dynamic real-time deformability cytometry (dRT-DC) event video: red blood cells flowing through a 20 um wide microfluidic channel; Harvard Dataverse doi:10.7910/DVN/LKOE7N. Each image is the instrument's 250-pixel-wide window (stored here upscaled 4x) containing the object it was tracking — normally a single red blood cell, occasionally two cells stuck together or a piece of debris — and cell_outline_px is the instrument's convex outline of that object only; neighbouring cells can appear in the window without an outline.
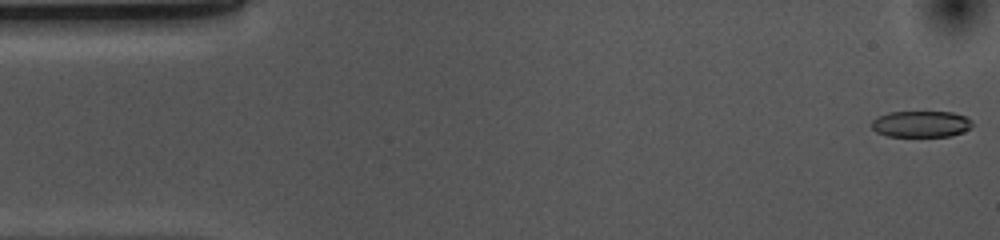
{"species": "common noctule bat (a hibernating species)", "species_latin": "Nyctalus noctula", "temperature_condition": "cold", "stored_images_in_passage": 53, "camera_frame_rate_fps": 3000, "um_per_image_px": 0.085, "animal": {"sex": "female", "body_mass_g": 10.0, "forearm_length_mm": 53.1}, "frame": {"image": 1, "passage_image": 1, "time_ms": 0.0, "image_size_px": [1000, 240], "cell_outline_px": [[972, 128], [964, 132], [952, 136], [888, 136], [876, 132], [872, 128], [872, 120], [888, 112], [952, 112], [964, 116], [972, 120]], "centroid_in_image_um": [78.32, 10.55], "position_along_channel_um": 6.7, "area_um2": 15.49}}
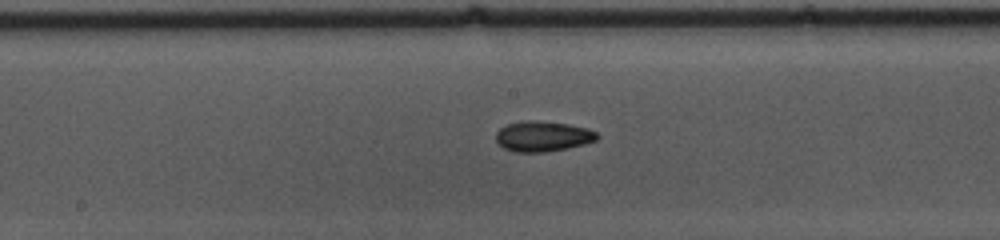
{"frame": {"image": 2, "passage_image": 26, "time_ms": 8.333, "image_size_px": [1000, 240], "cell_outline_px": [[600, 136], [596, 140], [584, 144], [568, 148], [544, 152], [516, 152], [504, 148], [496, 144], [496, 132], [500, 128], [508, 124], [524, 120], [532, 120], [568, 124], [588, 128], [596, 132]], "centroid_in_image_um": [46.12, 11.59], "position_along_channel_um": 202.1, "area_um2": 17.98}}
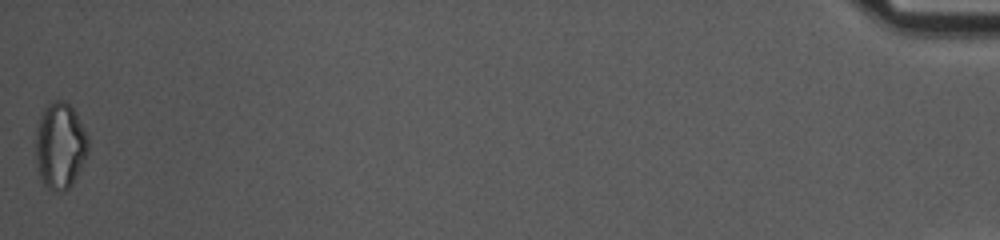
{"frame": {"image": 3, "passage_image": 53, "time_ms": 17.333, "image_size_px": [1000, 240], "cell_outline_px": [[88, 156], [72, 184], [64, 192], [56, 192], [48, 188], [44, 184], [40, 176], [36, 160], [36, 132], [40, 116], [44, 108], [52, 100], [64, 100], [76, 112], [88, 136]], "centroid_in_image_um": [5.12, 12.39], "position_along_channel_um": 430.1, "area_um2": 26.59}, "authors_computed_cell_mechanics": {"area_um2": 17.34, "velocity_mm_per_s": 3.692, "shape_relaxation_time_tau1_ms": 4.6261, "shape_relaxation_time_tau2_ms": 6.6016, "deformation_change_tau1": 0.1121, "deformation_change_tau2": 0.1239}}